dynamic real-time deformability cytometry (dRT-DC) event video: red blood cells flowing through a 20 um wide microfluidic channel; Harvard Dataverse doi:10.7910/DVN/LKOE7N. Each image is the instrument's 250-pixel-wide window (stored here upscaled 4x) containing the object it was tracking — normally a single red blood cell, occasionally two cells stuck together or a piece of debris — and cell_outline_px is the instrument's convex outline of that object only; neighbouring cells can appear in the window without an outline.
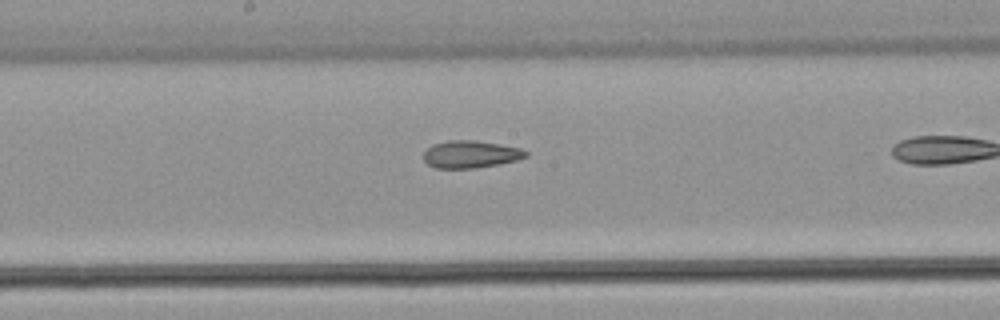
{"species": "common noctule bat (a hibernating species)", "species_latin": "Nyctalus noctula", "temperature_condition": "warm", "stored_images_in_passage": 19, "camera_frame_rate_fps": 3000, "um_per_image_px": 0.085, "animal": {"sex": "male", "body_mass_g": 21.5, "forearm_length_mm": 52.0}, "frame": {"image": 1, "passage_image": 6, "time_ms": 1.667, "image_size_px": [1000, 320], "cell_outline_px": [[528, 156], [516, 160], [500, 164], [476, 168], [436, 168], [428, 164], [424, 160], [424, 152], [432, 144], [448, 140], [476, 140], [500, 144], [520, 148], [528, 152]], "centroid_in_image_um": [40.01, 13.11], "position_along_channel_um": 208.2, "area_um2": 16.36}}
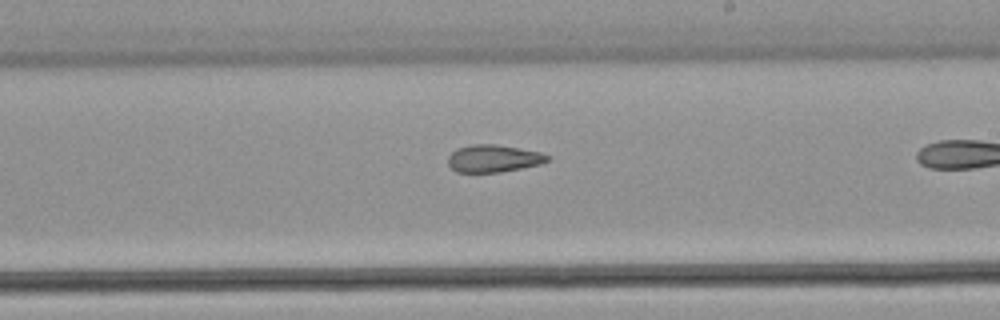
{"frame": {"image": 2, "passage_image": 9, "time_ms": 2.667, "image_size_px": [1000, 320], "cell_outline_px": [[552, 160], [540, 164], [500, 172], [456, 172], [448, 164], [448, 156], [456, 148], [472, 144], [496, 144], [540, 152], [552, 156]], "centroid_in_image_um": [41.96, 13.46], "position_along_channel_um": 247.0, "area_um2": 15.95}}